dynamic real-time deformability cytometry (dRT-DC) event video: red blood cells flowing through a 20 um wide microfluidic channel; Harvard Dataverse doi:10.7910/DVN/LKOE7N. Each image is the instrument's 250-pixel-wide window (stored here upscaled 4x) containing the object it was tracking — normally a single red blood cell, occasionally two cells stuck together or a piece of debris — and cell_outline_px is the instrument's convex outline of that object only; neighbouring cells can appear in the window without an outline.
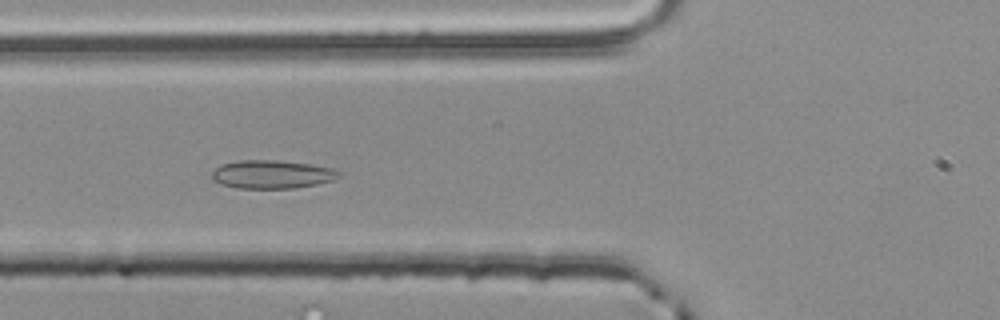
{"species": "common noctule bat (a hibernating species)", "species_latin": "Nyctalus noctula", "temperature_condition": "room temperature", "stored_images_in_passage": 43, "camera_frame_rate_fps": 3000, "um_per_image_px": 0.085, "animal": {"sex": "male", "body_mass_g": 20.4}, "frame": {"image": 1, "passage_image": 9, "time_ms": 2.667, "image_size_px": [1000, 320], "cell_outline_px": [[344, 172], [340, 176], [332, 180], [316, 184], [296, 188], [236, 188], [220, 184], [212, 180], [212, 172], [220, 164], [240, 160], [280, 160], [312, 164], [332, 168]], "centroid_in_image_um": [23.13, 14.81], "position_along_channel_um": 102.7, "area_um2": 21.21}}
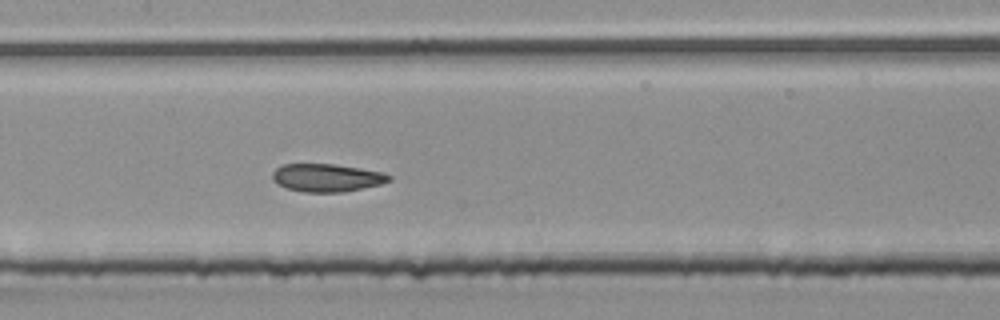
{"frame": {"image": 2, "passage_image": 15, "time_ms": 4.667, "image_size_px": [1000, 320], "cell_outline_px": [[392, 180], [380, 184], [344, 192], [304, 192], [288, 188], [276, 184], [272, 180], [272, 172], [276, 168], [284, 164], [332, 164], [360, 168], [384, 172], [392, 176]], "centroid_in_image_um": [27.78, 15.1], "position_along_channel_um": 179.6, "area_um2": 19.02}}
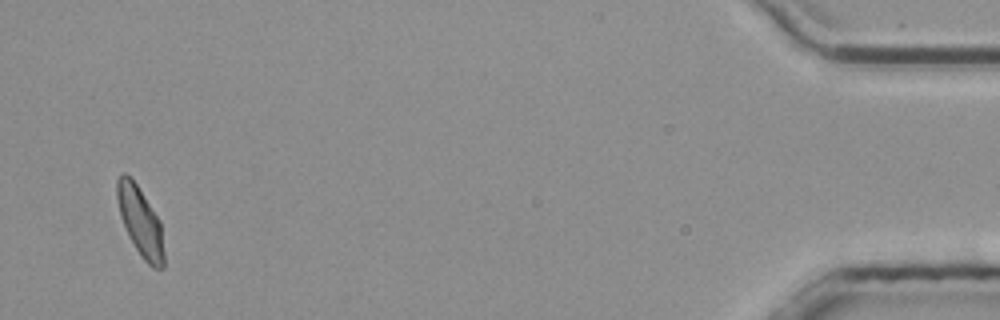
{"frame": {"image": 3, "passage_image": 41, "time_ms": 13.333, "image_size_px": [1000, 320], "cell_outline_px": [[164, 268], [152, 268], [140, 256], [120, 216], [116, 196], [116, 180], [124, 172], [136, 184], [160, 220], [164, 252]], "centroid_in_image_um": [11.93, 18.85], "position_along_channel_um": 423.3, "area_um2": 18.55}, "authors_computed_cell_mechanics": {"area_um2": 19.074, "velocity_mm_per_s": 3.8272, "shape_relaxation_time_tau1_ms": 6.7226, "shape_relaxation_time_tau2_ms": 1.8228, "deformation_change_tau1": 0.1158, "deformation_change_tau2": 0.0782}}